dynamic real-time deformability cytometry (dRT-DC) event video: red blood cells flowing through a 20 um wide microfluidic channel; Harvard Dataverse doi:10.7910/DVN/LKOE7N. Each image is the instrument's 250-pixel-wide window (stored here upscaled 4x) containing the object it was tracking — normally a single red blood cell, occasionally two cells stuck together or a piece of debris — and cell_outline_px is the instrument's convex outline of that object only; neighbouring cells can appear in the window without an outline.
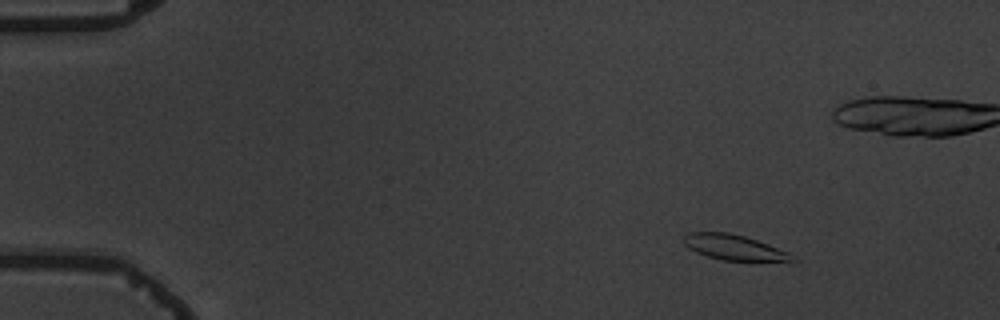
{"species": "common noctule bat (a hibernating species)", "species_latin": "Nyctalus noctula", "temperature_condition": "warm", "stored_images_in_passage": 7, "camera_frame_rate_fps": 3000, "um_per_image_px": 0.085, "animal": {"sex": "male", "body_mass_g": 19.5, "forearm_length_mm": 54.6}, "frame": {"image": 1, "passage_image": 2, "time_ms": 1.0, "image_size_px": [1000, 320], "cell_outline_px": [[800, 260], [724, 260], [708, 256], [696, 252], [688, 248], [684, 244], [684, 236], [688, 232], [728, 232], [744, 236], [768, 244], [788, 252]], "centroid_in_image_um": [62.35, 21.01], "position_along_channel_um": 22.6, "area_um2": 15.66}}